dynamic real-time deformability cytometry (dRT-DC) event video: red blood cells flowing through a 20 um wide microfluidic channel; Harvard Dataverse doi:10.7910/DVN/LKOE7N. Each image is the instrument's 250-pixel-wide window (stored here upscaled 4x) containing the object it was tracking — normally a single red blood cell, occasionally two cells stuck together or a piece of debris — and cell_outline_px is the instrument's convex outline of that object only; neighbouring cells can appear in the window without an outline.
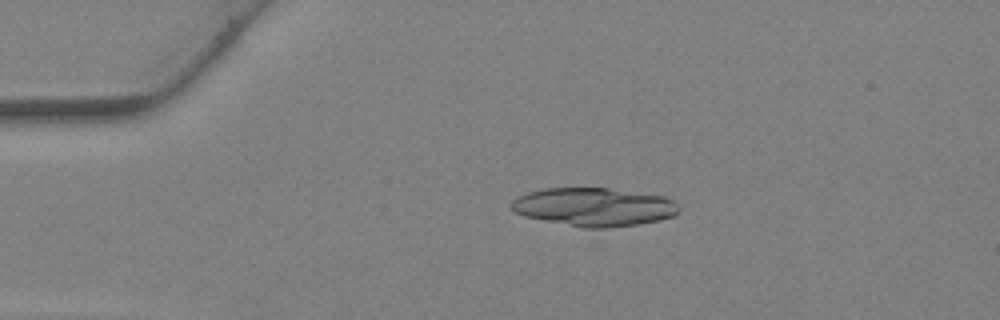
{"species": "Egyptian fruit bat (a non-hibernating species)", "species_latin": "Rousettus aegyptiacus", "temperature_condition": "warm", "stored_images_in_passage": 36, "segment_of_instrument_passage": [1, 2], "camera_frame_rate_fps": 3000, "um_per_image_px": 0.085, "animal": {"sex": "female"}, "frame": {"image": 1, "passage_image": 5, "time_ms": 1.333, "image_size_px": [1000, 320], "cell_outline_px": [[680, 212], [672, 216], [660, 220], [640, 224], [608, 228], [584, 228], [524, 216], [516, 212], [508, 204], [512, 200], [528, 192], [544, 188], [608, 188], [664, 196], [672, 200], [680, 208]], "centroid_in_image_um": [50.5, 17.59], "position_along_channel_um": 34.5, "area_um2": 37.45}}